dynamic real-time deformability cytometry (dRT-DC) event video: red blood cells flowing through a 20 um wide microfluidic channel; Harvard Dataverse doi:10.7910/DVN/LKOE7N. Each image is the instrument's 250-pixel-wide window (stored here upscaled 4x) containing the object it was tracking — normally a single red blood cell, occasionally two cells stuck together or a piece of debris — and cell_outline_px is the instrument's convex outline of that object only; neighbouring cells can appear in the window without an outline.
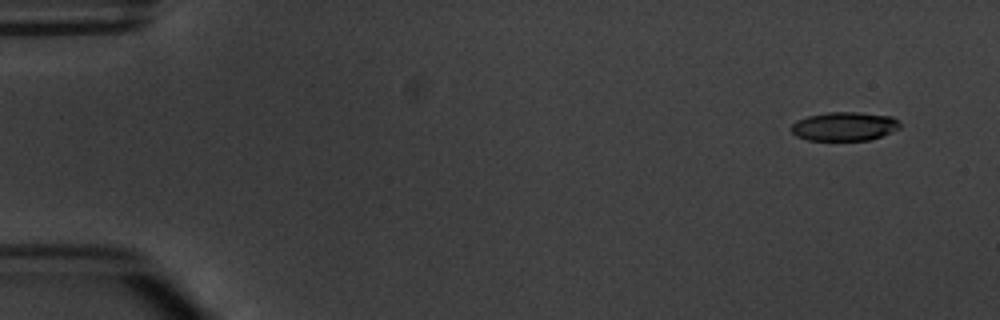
{"species": "common noctule bat (a hibernating species)", "species_latin": "Nyctalus noctula", "temperature_condition": "warm", "stored_images_in_passage": 3, "camera_frame_rate_fps": 3000, "um_per_image_px": 0.085, "animal": {"sex": "male", "body_mass_g": 20.1, "forearm_length_mm": 53.5}, "frame": {"image": 1, "passage_image": 1, "time_ms": 0.0, "image_size_px": [1000, 320], "cell_outline_px": [[900, 128], [892, 132], [868, 140], [808, 140], [796, 136], [792, 132], [792, 124], [796, 120], [808, 116], [828, 112], [860, 112], [892, 116], [900, 120]], "centroid_in_image_um": [71.79, 10.73], "position_along_channel_um": 13.2, "area_um2": 18.32}}